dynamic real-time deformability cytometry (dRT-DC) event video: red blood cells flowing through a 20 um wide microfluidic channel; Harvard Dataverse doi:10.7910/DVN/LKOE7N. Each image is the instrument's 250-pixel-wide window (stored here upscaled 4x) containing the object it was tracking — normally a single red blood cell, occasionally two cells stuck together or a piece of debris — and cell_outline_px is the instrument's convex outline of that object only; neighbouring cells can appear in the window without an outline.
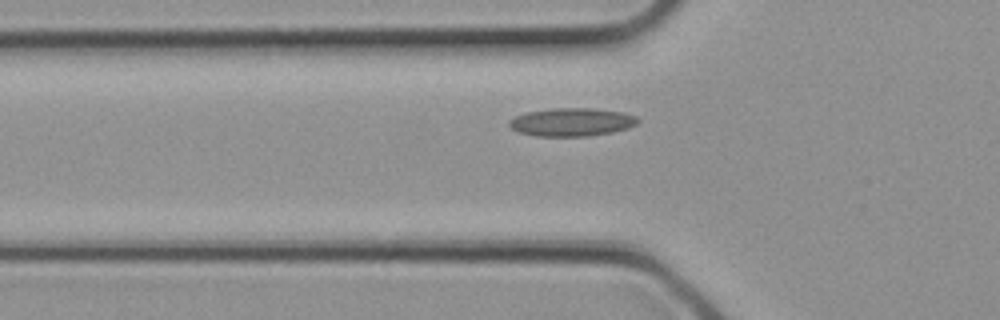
{"species": "common noctule bat (a hibernating species)", "species_latin": "Nyctalus noctula", "temperature_condition": "cold", "stored_images_in_passage": 4, "camera_frame_rate_fps": 3000, "um_per_image_px": 0.085, "animal": {"sex": "female", "body_mass_g": 21.9}, "frame": {"image": 1, "passage_image": 4, "time_ms": 1.0, "image_size_px": [1000, 320], "cell_outline_px": [[640, 120], [636, 124], [628, 128], [612, 132], [588, 136], [536, 136], [516, 132], [508, 124], [508, 120], [516, 116], [528, 112], [552, 108], [592, 108], [624, 112], [636, 116]], "centroid_in_image_um": [48.6, 10.38], "position_along_channel_um": 77.2, "area_um2": 21.21}}